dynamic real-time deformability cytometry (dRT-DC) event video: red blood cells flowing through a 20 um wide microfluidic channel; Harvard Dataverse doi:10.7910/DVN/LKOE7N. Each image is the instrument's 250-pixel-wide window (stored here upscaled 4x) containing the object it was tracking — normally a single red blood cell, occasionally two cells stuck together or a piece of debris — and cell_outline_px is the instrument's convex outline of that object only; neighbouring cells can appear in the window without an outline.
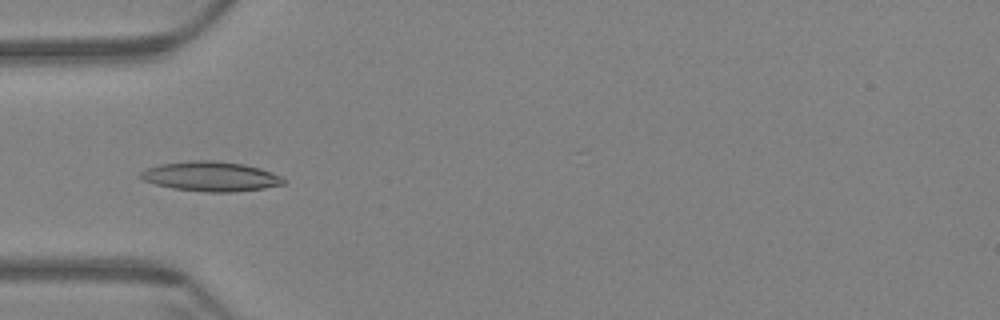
{"species": "Egyptian fruit bat (a non-hibernating species)", "species_latin": "Rousettus aegyptiacus", "temperature_condition": "warm", "stored_images_in_passage": 53, "camera_frame_rate_fps": 3000, "um_per_image_px": 0.085, "animal": {"sex": "female"}, "frame": {"image": 1, "passage_image": 20, "time_ms": 6.333, "image_size_px": [1000, 320], "cell_outline_px": [[288, 180], [284, 184], [264, 188], [232, 192], [204, 192], [172, 188], [156, 184], [144, 180], [136, 176], [140, 172], [148, 168], [160, 164], [192, 160], [216, 160], [244, 164], [260, 168], [272, 172]], "centroid_in_image_um": [17.92, 14.99], "position_along_channel_um": 67.1, "area_um2": 24.91}}
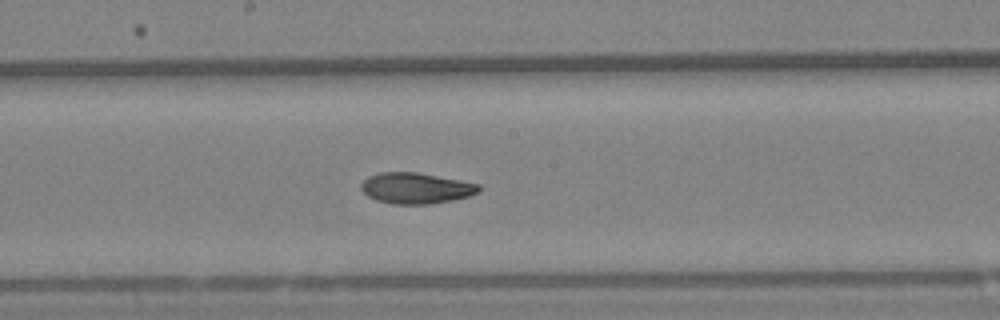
{"frame": {"image": 2, "passage_image": 33, "time_ms": 10.667, "image_size_px": [1000, 320], "cell_outline_px": [[480, 188], [476, 192], [468, 196], [452, 200], [428, 204], [392, 204], [376, 200], [368, 196], [360, 188], [360, 184], [368, 176], [380, 172], [416, 172], [460, 180], [480, 184]], "centroid_in_image_um": [35.31, 15.99], "position_along_channel_um": 212.9, "area_um2": 21.1}}
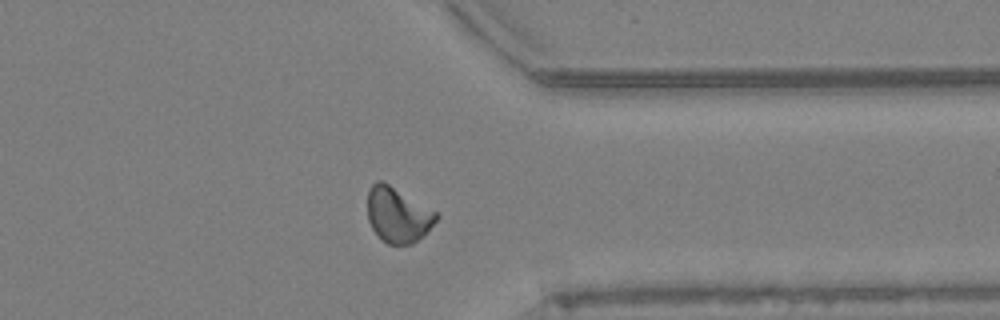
{"frame": {"image": 3, "passage_image": 48, "time_ms": 15.667, "image_size_px": [1000, 320], "cell_outline_px": [[440, 216], [424, 236], [412, 244], [388, 244], [380, 240], [372, 228], [368, 220], [368, 192], [372, 184], [376, 180], [380, 180], [388, 184], [436, 212]], "centroid_in_image_um": [33.8, 18.3], "position_along_channel_um": 377.6, "area_um2": 21.96}, "authors_computed_cell_mechanics": {"area_um2": 21.8484, "velocity_mm_per_s": 3.3823, "shape_relaxation_time_tau1_ms": 8.4316, "shape_relaxation_time_tau2_ms": 4.4127, "deformation_change_tau1": 0.1805, "deformation_change_tau2": 0.0924}}